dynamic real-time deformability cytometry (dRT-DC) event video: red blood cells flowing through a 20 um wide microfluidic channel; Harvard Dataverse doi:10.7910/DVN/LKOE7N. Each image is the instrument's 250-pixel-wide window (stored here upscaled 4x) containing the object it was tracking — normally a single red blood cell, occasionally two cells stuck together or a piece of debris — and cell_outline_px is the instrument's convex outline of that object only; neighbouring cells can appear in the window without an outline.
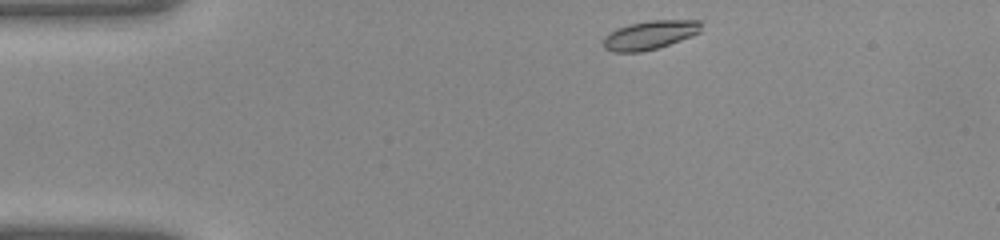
{"species": "common noctule bat (a hibernating species)", "species_latin": "Nyctalus noctula", "temperature_condition": "warm", "stored_images_in_passage": 34, "camera_frame_rate_fps": 3000, "um_per_image_px": 0.085, "animal": {"sex": "female", "body_mass_g": 22.0, "forearm_length_mm": 56.7}, "frame": {"image": 1, "passage_image": 1, "time_ms": 0.0, "image_size_px": [1000, 240], "cell_outline_px": [[700, 32], [692, 36], [656, 48], [640, 52], [612, 52], [604, 48], [604, 36], [616, 28], [628, 24], [648, 20], [700, 20]], "centroid_in_image_um": [55.2, 2.97], "position_along_channel_um": 29.8, "area_um2": 16.36}}
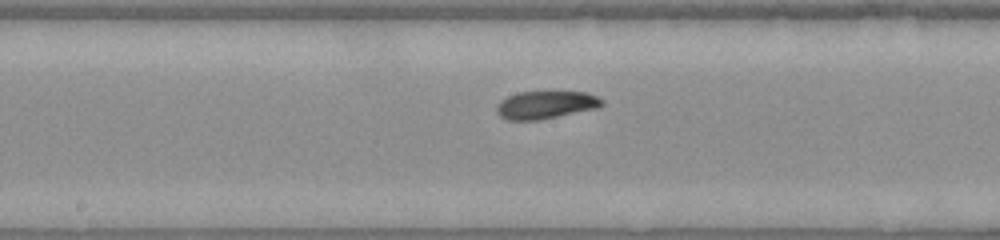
{"frame": {"image": 2, "passage_image": 15, "time_ms": 4.667, "image_size_px": [1000, 240], "cell_outline_px": [[604, 104], [596, 108], [540, 120], [508, 120], [500, 116], [496, 112], [496, 108], [508, 96], [520, 92], [544, 88], [588, 92], [604, 100]], "centroid_in_image_um": [46.44, 8.85], "position_along_channel_um": 201.8, "area_um2": 17.8}}
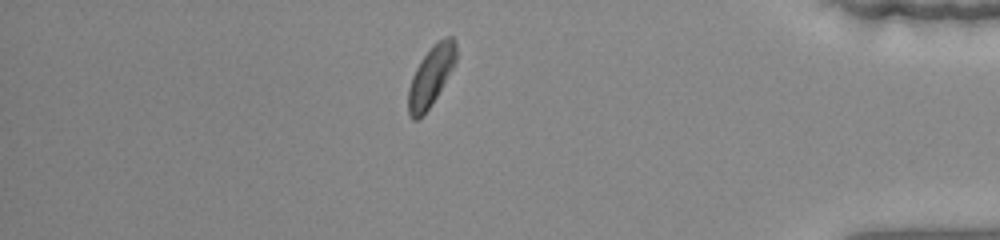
{"frame": {"image": 3, "passage_image": 29, "time_ms": 9.333, "image_size_px": [1000, 240], "cell_outline_px": [[456, 60], [452, 68], [432, 104], [416, 120], [412, 120], [408, 116], [408, 88], [412, 76], [416, 68], [424, 56], [440, 40], [448, 36], [452, 36], [456, 40]], "centroid_in_image_um": [36.61, 6.5], "position_along_channel_um": 398.6, "area_um2": 16.18}}